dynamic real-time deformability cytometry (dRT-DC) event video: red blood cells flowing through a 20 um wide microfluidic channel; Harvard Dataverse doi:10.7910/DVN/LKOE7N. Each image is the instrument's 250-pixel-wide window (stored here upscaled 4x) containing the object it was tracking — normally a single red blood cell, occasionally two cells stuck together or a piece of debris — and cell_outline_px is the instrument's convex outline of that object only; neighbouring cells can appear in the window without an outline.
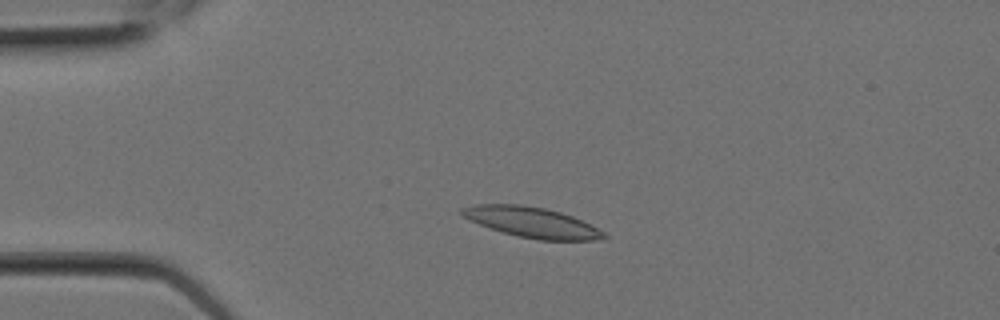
{"species": "Egyptian fruit bat (a non-hibernating species)", "species_latin": "Rousettus aegyptiacus", "temperature_condition": "room temperature", "stored_images_in_passage": 8, "camera_frame_rate_fps": 3000, "um_per_image_px": 0.085, "animal": {"sex": "female"}, "frame": {"image": 1, "passage_image": 4, "time_ms": 1.0, "image_size_px": [1000, 320], "cell_outline_px": [[608, 236], [592, 240], [540, 240], [520, 236], [488, 228], [468, 220], [460, 212], [460, 208], [476, 204], [520, 204], [544, 208], [560, 212], [572, 216], [604, 232]], "centroid_in_image_um": [45.14, 18.88], "position_along_channel_um": 39.9, "area_um2": 24.8}}
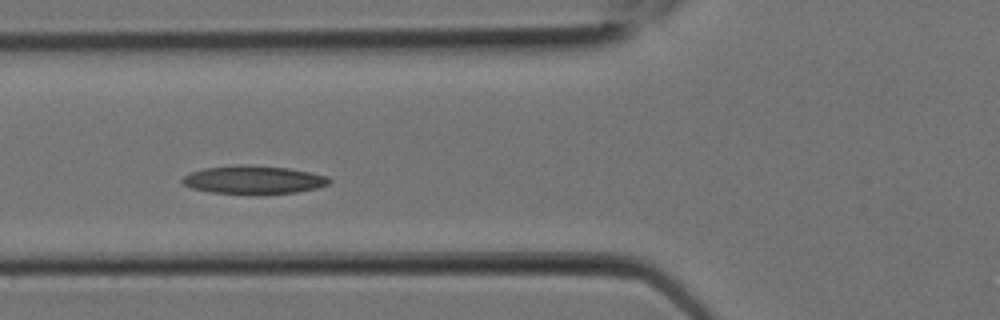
{"frame": {"image": 2, "passage_image": 7, "time_ms": 2.0, "image_size_px": [1000, 320], "cell_outline_px": [[332, 180], [328, 184], [316, 188], [296, 192], [212, 192], [192, 188], [184, 184], [180, 180], [184, 176], [192, 172], [204, 168], [236, 164], [244, 164], [288, 168], [312, 172], [328, 176]], "centroid_in_image_um": [21.57, 15.24], "position_along_channel_um": 104.2, "area_um2": 23.52}}
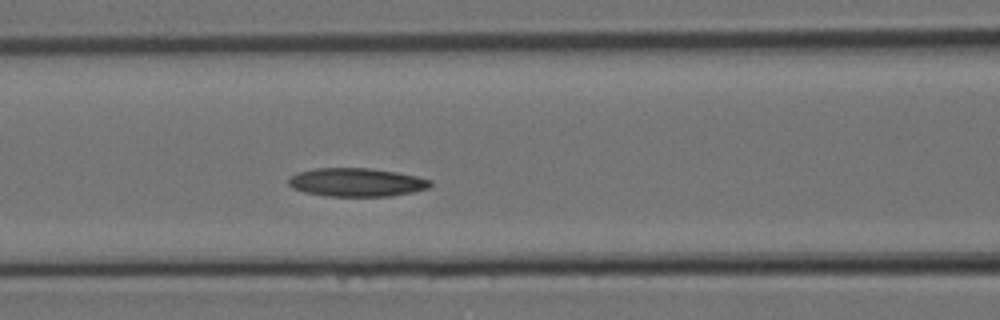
{"frame": {"image": 3, "passage_image": 8, "time_ms": 2.333, "image_size_px": [1000, 320], "cell_outline_px": [[432, 184], [428, 188], [412, 192], [392, 196], [328, 196], [304, 192], [292, 188], [288, 184], [288, 180], [296, 172], [312, 168], [372, 168], [396, 172], [416, 176], [432, 180]], "centroid_in_image_um": [30.29, 15.49], "position_along_channel_um": 136.3, "area_um2": 23.64}}